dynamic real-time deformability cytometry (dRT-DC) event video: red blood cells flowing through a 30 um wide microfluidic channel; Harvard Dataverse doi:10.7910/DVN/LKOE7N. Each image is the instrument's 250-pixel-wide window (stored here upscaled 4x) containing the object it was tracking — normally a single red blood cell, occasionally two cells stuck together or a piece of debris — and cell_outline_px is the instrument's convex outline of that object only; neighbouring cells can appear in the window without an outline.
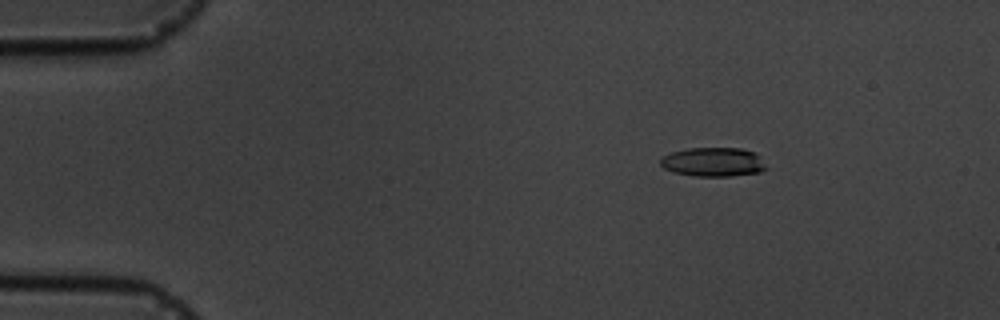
{"species": "common noctule bat (a hibernating species)", "species_latin": "Nyctalus noctula", "temperature_condition": "cold", "stored_images_in_passage": 15, "camera_frame_rate_fps": 3000, "um_per_image_px": 0.085, "animal": {"sex": "male", "body_mass_g": 19.5, "forearm_length_mm": 54.6}, "frame": {"image": 1, "passage_image": 2, "time_ms": 1.0, "image_size_px": [1000, 320], "cell_outline_px": [[768, 168], [760, 172], [732, 176], [696, 176], [672, 172], [664, 168], [660, 164], [660, 160], [664, 156], [672, 152], [688, 148], [740, 148], [756, 152]], "centroid_in_image_um": [60.64, 13.77], "position_along_channel_um": 24.4, "area_um2": 17.98}}
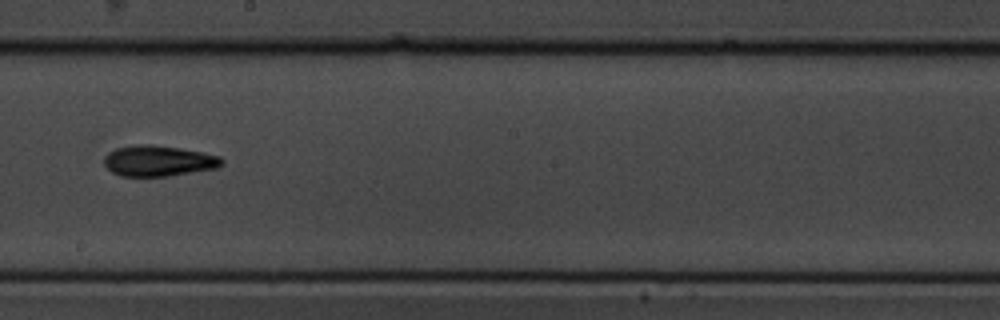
{"frame": {"image": 2, "passage_image": 8, "time_ms": 9.0, "image_size_px": [1000, 320], "cell_outline_px": [[224, 164], [216, 168], [168, 176], [120, 176], [112, 172], [104, 164], [104, 156], [108, 152], [116, 148], [136, 144], [152, 144], [180, 148], [204, 152], [220, 156], [224, 160]], "centroid_in_image_um": [13.47, 13.66], "position_along_channel_um": 234.7, "area_um2": 21.27}}
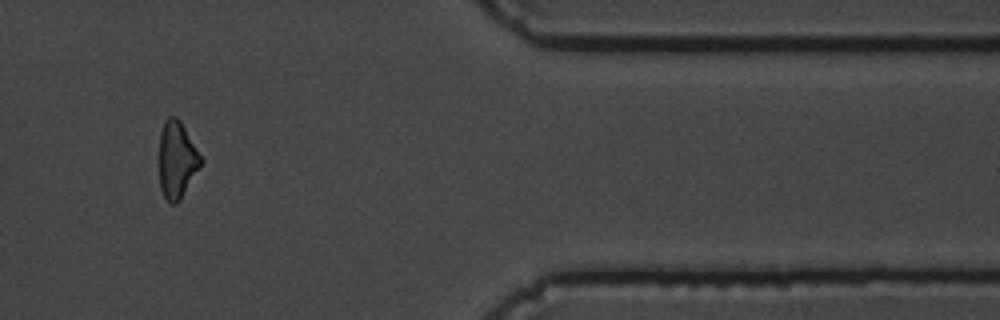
{"frame": {"image": 3, "passage_image": 13, "time_ms": 14.333, "image_size_px": [1000, 320], "cell_outline_px": [[204, 160], [180, 200], [176, 204], [168, 204], [160, 188], [160, 132], [164, 120], [168, 116], [176, 116], [180, 120]], "centroid_in_image_um": [15.04, 13.58], "position_along_channel_um": 396.4, "area_um2": 18.73}, "authors_computed_cell_mechanics": {"area_um2": 19.7676, "velocity_mm_per_s": 3.5587, "shape_relaxation_time_tau1_ms": 3.6038, "shape_relaxation_time_tau2_ms": 4.7941, "deformation_change_tau1": 0.1326, "deformation_change_tau2": 0.1341}}